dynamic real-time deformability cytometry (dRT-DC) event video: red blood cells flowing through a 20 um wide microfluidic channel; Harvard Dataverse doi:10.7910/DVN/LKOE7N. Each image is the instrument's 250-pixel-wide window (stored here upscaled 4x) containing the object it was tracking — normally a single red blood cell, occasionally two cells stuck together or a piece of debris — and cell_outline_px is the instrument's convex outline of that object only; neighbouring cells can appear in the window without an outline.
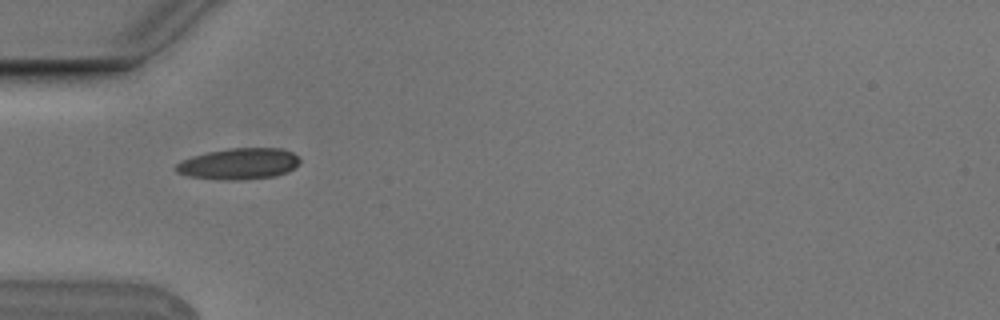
{"species": "Egyptian fruit bat (a non-hibernating species)", "species_latin": "Rousettus aegyptiacus", "temperature_condition": "cold", "stored_images_in_passage": 6, "camera_frame_rate_fps": 3000, "um_per_image_px": 0.085, "animal": {"sex": "male"}, "frame": {"image": 1, "passage_image": 1, "time_ms": 0.0, "image_size_px": [1000, 320], "cell_outline_px": [[300, 164], [288, 172], [276, 176], [244, 180], [220, 180], [188, 176], [176, 172], [176, 164], [180, 160], [192, 156], [208, 152], [228, 148], [280, 148], [292, 152], [300, 156]], "centroid_in_image_um": [20.33, 13.93], "position_along_channel_um": 64.7, "area_um2": 22.89}}
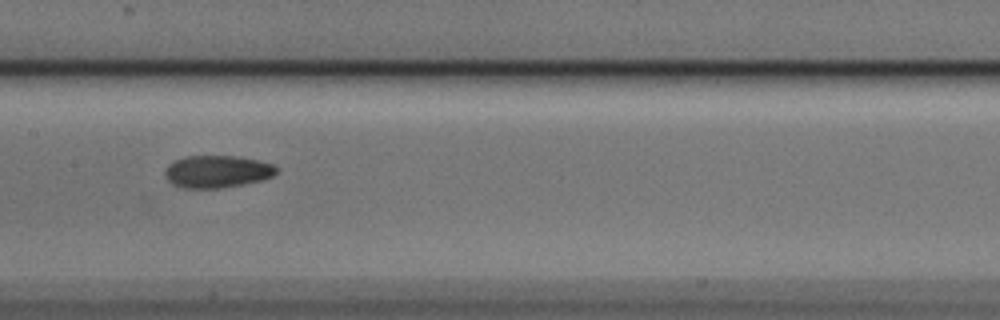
{"frame": {"image": 2, "passage_image": 4, "time_ms": 1.0, "image_size_px": [1000, 320], "cell_outline_px": [[280, 168], [272, 176], [260, 180], [220, 188], [184, 188], [172, 184], [164, 176], [164, 168], [168, 164], [176, 160], [188, 156], [236, 156], [256, 160], [272, 164]], "centroid_in_image_um": [18.41, 14.58], "position_along_channel_um": 189.0, "area_um2": 20.87}}
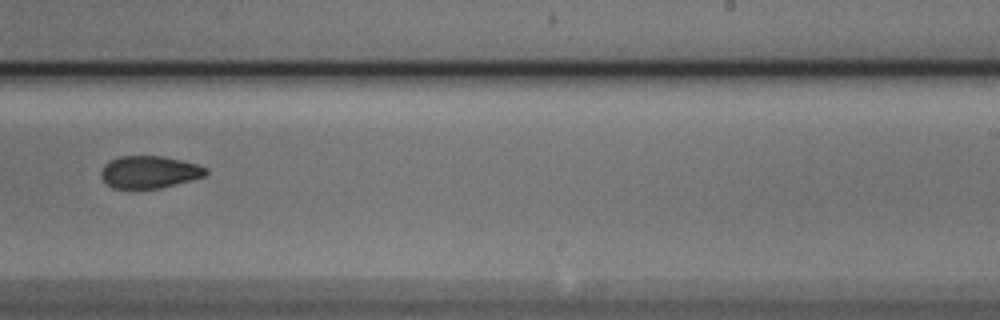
{"frame": {"image": 3, "passage_image": 6, "time_ms": 1.667, "image_size_px": [1000, 320], "cell_outline_px": [[208, 172], [204, 176], [160, 188], [112, 188], [100, 176], [100, 172], [104, 164], [120, 156], [160, 156], [180, 160], [196, 164], [208, 168]], "centroid_in_image_um": [12.67, 14.62], "position_along_channel_um": 276.3, "area_um2": 19.48}}